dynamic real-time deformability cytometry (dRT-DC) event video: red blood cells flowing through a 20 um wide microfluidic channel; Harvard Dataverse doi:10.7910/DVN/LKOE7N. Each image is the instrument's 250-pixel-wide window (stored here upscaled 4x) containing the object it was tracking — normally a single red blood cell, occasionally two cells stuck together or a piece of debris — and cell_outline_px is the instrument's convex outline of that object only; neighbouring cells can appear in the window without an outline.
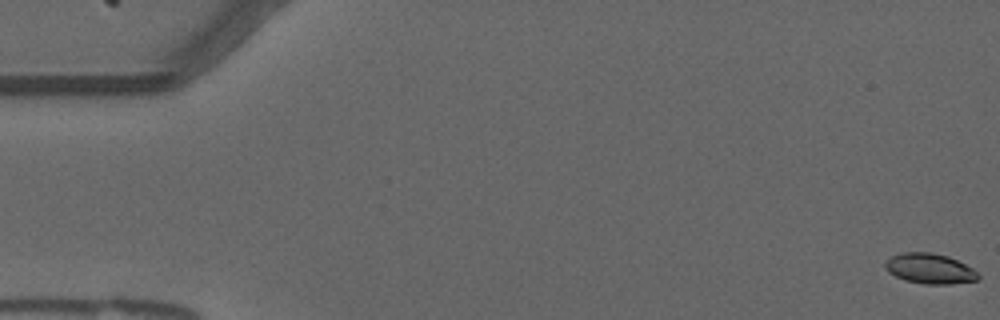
{"species": "common noctule bat (a hibernating species)", "species_latin": "Nyctalus noctula", "temperature_condition": "warm", "stored_images_in_passage": 12, "camera_frame_rate_fps": 3000, "um_per_image_px": 0.085, "animal": {"sex": "male", "forearm_length_mm": 52.5}, "frame": {"image": 1, "passage_image": 1, "time_ms": 0.0, "image_size_px": [1000, 320], "cell_outline_px": [[980, 276], [976, 280], [952, 284], [924, 284], [904, 280], [888, 272], [884, 268], [884, 264], [892, 256], [900, 252], [932, 252], [948, 256], [972, 268]], "centroid_in_image_um": [79.0, 22.83], "position_along_channel_um": 6.0, "area_um2": 16.36}}